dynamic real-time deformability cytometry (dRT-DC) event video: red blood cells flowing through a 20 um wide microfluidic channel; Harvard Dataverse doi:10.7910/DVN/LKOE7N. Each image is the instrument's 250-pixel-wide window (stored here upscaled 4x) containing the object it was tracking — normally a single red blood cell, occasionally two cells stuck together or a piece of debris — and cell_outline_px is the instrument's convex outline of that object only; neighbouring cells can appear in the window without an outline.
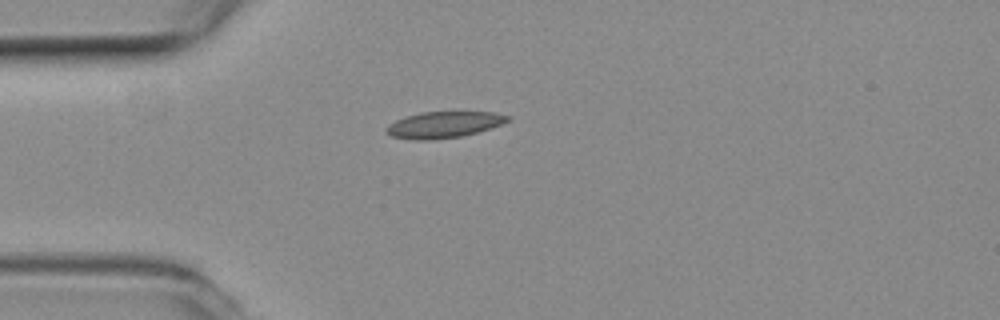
{"species": "common noctule bat (a hibernating species)", "species_latin": "Nyctalus noctula", "temperature_condition": "room temperature", "stored_images_in_passage": 2, "camera_frame_rate_fps": 3000, "um_per_image_px": 0.085, "animal": {"sex": "female", "body_mass_g": 19.3, "forearm_length_mm": 54.1}, "frame": {"image": 1, "passage_image": 2, "time_ms": 0.333, "image_size_px": [1000, 320], "cell_outline_px": [[512, 120], [476, 132], [460, 136], [432, 140], [412, 140], [392, 136], [388, 132], [388, 124], [396, 120], [420, 112], [492, 112], [512, 116]], "centroid_in_image_um": [37.75, 10.59], "position_along_channel_um": 47.3, "area_um2": 18.32}}